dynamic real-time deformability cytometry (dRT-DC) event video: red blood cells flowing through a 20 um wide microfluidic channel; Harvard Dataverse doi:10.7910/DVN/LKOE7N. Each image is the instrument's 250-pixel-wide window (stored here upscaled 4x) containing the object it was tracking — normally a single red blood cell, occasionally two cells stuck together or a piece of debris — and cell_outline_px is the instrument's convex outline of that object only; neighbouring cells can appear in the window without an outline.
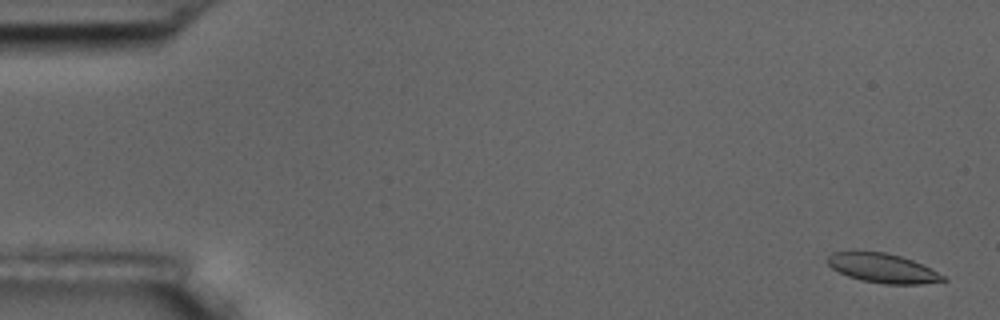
{"species": "common noctule bat (a hibernating species)", "species_latin": "Nyctalus noctula", "temperature_condition": "room temperature", "stored_images_in_passage": 3, "camera_frame_rate_fps": 3000, "um_per_image_px": 0.085, "animal": {"sex": "male", "body_mass_g": 17.5, "forearm_length_mm": 52.3}, "frame": {"image": 1, "passage_image": 1, "time_ms": 0.0, "image_size_px": [1000, 320], "cell_outline_px": [[948, 280], [920, 284], [884, 284], [860, 280], [848, 276], [832, 268], [828, 264], [828, 256], [832, 252], [852, 248], [884, 252], [900, 256], [912, 260], [944, 276]], "centroid_in_image_um": [74.93, 22.75], "position_along_channel_um": 10.1, "area_um2": 20.06}}